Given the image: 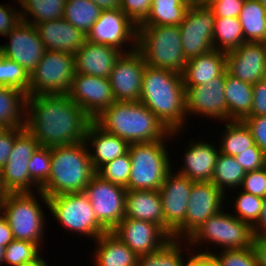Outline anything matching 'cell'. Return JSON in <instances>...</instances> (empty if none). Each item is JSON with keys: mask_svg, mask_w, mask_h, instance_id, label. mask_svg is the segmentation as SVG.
I'll return each mask as SVG.
<instances>
[{"mask_svg": "<svg viewBox=\"0 0 266 266\" xmlns=\"http://www.w3.org/2000/svg\"><path fill=\"white\" fill-rule=\"evenodd\" d=\"M25 129L48 148L86 140L93 121L67 94L28 95Z\"/></svg>", "mask_w": 266, "mask_h": 266, "instance_id": "6da1fadb", "label": "cell"}, {"mask_svg": "<svg viewBox=\"0 0 266 266\" xmlns=\"http://www.w3.org/2000/svg\"><path fill=\"white\" fill-rule=\"evenodd\" d=\"M170 131H183L185 86L182 74L145 66L139 100Z\"/></svg>", "mask_w": 266, "mask_h": 266, "instance_id": "7a4b0ae2", "label": "cell"}, {"mask_svg": "<svg viewBox=\"0 0 266 266\" xmlns=\"http://www.w3.org/2000/svg\"><path fill=\"white\" fill-rule=\"evenodd\" d=\"M94 121L129 144L160 141L170 133L140 101H114Z\"/></svg>", "mask_w": 266, "mask_h": 266, "instance_id": "3957f363", "label": "cell"}, {"mask_svg": "<svg viewBox=\"0 0 266 266\" xmlns=\"http://www.w3.org/2000/svg\"><path fill=\"white\" fill-rule=\"evenodd\" d=\"M96 175L85 141L51 148V173L40 188L46 197L84 192Z\"/></svg>", "mask_w": 266, "mask_h": 266, "instance_id": "277c9868", "label": "cell"}, {"mask_svg": "<svg viewBox=\"0 0 266 266\" xmlns=\"http://www.w3.org/2000/svg\"><path fill=\"white\" fill-rule=\"evenodd\" d=\"M137 50L149 67L179 74L185 70L179 26H138Z\"/></svg>", "mask_w": 266, "mask_h": 266, "instance_id": "5b68a950", "label": "cell"}, {"mask_svg": "<svg viewBox=\"0 0 266 266\" xmlns=\"http://www.w3.org/2000/svg\"><path fill=\"white\" fill-rule=\"evenodd\" d=\"M182 133L170 132L163 140L148 143H131L129 156L131 172L127 190H159L168 172L172 169L164 141Z\"/></svg>", "mask_w": 266, "mask_h": 266, "instance_id": "8992f818", "label": "cell"}, {"mask_svg": "<svg viewBox=\"0 0 266 266\" xmlns=\"http://www.w3.org/2000/svg\"><path fill=\"white\" fill-rule=\"evenodd\" d=\"M63 228L96 240L107 231L99 224L88 196L84 192L64 193L46 197L36 193Z\"/></svg>", "mask_w": 266, "mask_h": 266, "instance_id": "52a82bcc", "label": "cell"}, {"mask_svg": "<svg viewBox=\"0 0 266 266\" xmlns=\"http://www.w3.org/2000/svg\"><path fill=\"white\" fill-rule=\"evenodd\" d=\"M224 209L212 215L207 221L194 230L185 240V245L190 247L208 242L215 243L224 248L248 249L253 246V227L248 223L236 218L234 214L225 213ZM202 242V243H201ZM196 244V245H195Z\"/></svg>", "mask_w": 266, "mask_h": 266, "instance_id": "ba28073f", "label": "cell"}, {"mask_svg": "<svg viewBox=\"0 0 266 266\" xmlns=\"http://www.w3.org/2000/svg\"><path fill=\"white\" fill-rule=\"evenodd\" d=\"M34 193H10L1 204L0 212L7 219L15 240L44 244V211Z\"/></svg>", "mask_w": 266, "mask_h": 266, "instance_id": "9c48e42d", "label": "cell"}, {"mask_svg": "<svg viewBox=\"0 0 266 266\" xmlns=\"http://www.w3.org/2000/svg\"><path fill=\"white\" fill-rule=\"evenodd\" d=\"M75 74L74 55L46 50L30 73L28 95L67 94Z\"/></svg>", "mask_w": 266, "mask_h": 266, "instance_id": "30bf717a", "label": "cell"}, {"mask_svg": "<svg viewBox=\"0 0 266 266\" xmlns=\"http://www.w3.org/2000/svg\"><path fill=\"white\" fill-rule=\"evenodd\" d=\"M214 25L213 10L200 2H193L179 25L182 49L186 60L214 49Z\"/></svg>", "mask_w": 266, "mask_h": 266, "instance_id": "8fae6325", "label": "cell"}, {"mask_svg": "<svg viewBox=\"0 0 266 266\" xmlns=\"http://www.w3.org/2000/svg\"><path fill=\"white\" fill-rule=\"evenodd\" d=\"M126 190L101 179L97 174L85 187L84 193L88 196L99 224L111 232L125 217Z\"/></svg>", "mask_w": 266, "mask_h": 266, "instance_id": "7c38bea8", "label": "cell"}, {"mask_svg": "<svg viewBox=\"0 0 266 266\" xmlns=\"http://www.w3.org/2000/svg\"><path fill=\"white\" fill-rule=\"evenodd\" d=\"M38 146V141L26 129L15 137L9 158L0 170L5 187L10 193H32L33 186L37 188L36 191L40 190L28 171V163Z\"/></svg>", "mask_w": 266, "mask_h": 266, "instance_id": "4fadbf2b", "label": "cell"}, {"mask_svg": "<svg viewBox=\"0 0 266 266\" xmlns=\"http://www.w3.org/2000/svg\"><path fill=\"white\" fill-rule=\"evenodd\" d=\"M224 194L211 181L194 182L184 222L173 232L174 239L187 238L212 215L222 210Z\"/></svg>", "mask_w": 266, "mask_h": 266, "instance_id": "5bb4252c", "label": "cell"}, {"mask_svg": "<svg viewBox=\"0 0 266 266\" xmlns=\"http://www.w3.org/2000/svg\"><path fill=\"white\" fill-rule=\"evenodd\" d=\"M137 30L138 26L120 8L102 10L87 34V40L111 46L126 53L137 49ZM128 42L133 49L130 48L124 52L123 46L127 47Z\"/></svg>", "mask_w": 266, "mask_h": 266, "instance_id": "9a60e30c", "label": "cell"}, {"mask_svg": "<svg viewBox=\"0 0 266 266\" xmlns=\"http://www.w3.org/2000/svg\"><path fill=\"white\" fill-rule=\"evenodd\" d=\"M226 70L207 84L185 86L186 114L206 116L227 122L225 97ZM192 113V114H191Z\"/></svg>", "mask_w": 266, "mask_h": 266, "instance_id": "2e32d148", "label": "cell"}, {"mask_svg": "<svg viewBox=\"0 0 266 266\" xmlns=\"http://www.w3.org/2000/svg\"><path fill=\"white\" fill-rule=\"evenodd\" d=\"M68 97L92 120L97 118L114 101L109 78L75 73Z\"/></svg>", "mask_w": 266, "mask_h": 266, "instance_id": "e0dca14e", "label": "cell"}, {"mask_svg": "<svg viewBox=\"0 0 266 266\" xmlns=\"http://www.w3.org/2000/svg\"><path fill=\"white\" fill-rule=\"evenodd\" d=\"M171 169L159 188L164 213V232L173 238V232L184 222L188 200L193 186L186 176Z\"/></svg>", "mask_w": 266, "mask_h": 266, "instance_id": "ac0fdd59", "label": "cell"}, {"mask_svg": "<svg viewBox=\"0 0 266 266\" xmlns=\"http://www.w3.org/2000/svg\"><path fill=\"white\" fill-rule=\"evenodd\" d=\"M5 37H9L10 41L0 45V54L24 67L30 74L46 51L36 27L21 21Z\"/></svg>", "mask_w": 266, "mask_h": 266, "instance_id": "d6986e66", "label": "cell"}, {"mask_svg": "<svg viewBox=\"0 0 266 266\" xmlns=\"http://www.w3.org/2000/svg\"><path fill=\"white\" fill-rule=\"evenodd\" d=\"M145 66L137 49L121 54L109 76L115 101L140 100Z\"/></svg>", "mask_w": 266, "mask_h": 266, "instance_id": "ffe728a7", "label": "cell"}, {"mask_svg": "<svg viewBox=\"0 0 266 266\" xmlns=\"http://www.w3.org/2000/svg\"><path fill=\"white\" fill-rule=\"evenodd\" d=\"M226 70L231 76L252 85L266 78V42H245L227 52Z\"/></svg>", "mask_w": 266, "mask_h": 266, "instance_id": "44dd1931", "label": "cell"}, {"mask_svg": "<svg viewBox=\"0 0 266 266\" xmlns=\"http://www.w3.org/2000/svg\"><path fill=\"white\" fill-rule=\"evenodd\" d=\"M111 232L138 256L157 251L171 239L157 224L126 217Z\"/></svg>", "mask_w": 266, "mask_h": 266, "instance_id": "7402d4cb", "label": "cell"}, {"mask_svg": "<svg viewBox=\"0 0 266 266\" xmlns=\"http://www.w3.org/2000/svg\"><path fill=\"white\" fill-rule=\"evenodd\" d=\"M46 50L74 55L86 42L87 35L61 18L35 25Z\"/></svg>", "mask_w": 266, "mask_h": 266, "instance_id": "603a6c76", "label": "cell"}, {"mask_svg": "<svg viewBox=\"0 0 266 266\" xmlns=\"http://www.w3.org/2000/svg\"><path fill=\"white\" fill-rule=\"evenodd\" d=\"M121 54L122 52L114 47L86 40L74 54L75 73L109 78Z\"/></svg>", "mask_w": 266, "mask_h": 266, "instance_id": "cb8c5ba5", "label": "cell"}, {"mask_svg": "<svg viewBox=\"0 0 266 266\" xmlns=\"http://www.w3.org/2000/svg\"><path fill=\"white\" fill-rule=\"evenodd\" d=\"M204 141H191L184 153V166L177 170L193 182L211 181L217 157L220 153L219 147ZM217 148V149H216Z\"/></svg>", "mask_w": 266, "mask_h": 266, "instance_id": "d4e9b609", "label": "cell"}, {"mask_svg": "<svg viewBox=\"0 0 266 266\" xmlns=\"http://www.w3.org/2000/svg\"><path fill=\"white\" fill-rule=\"evenodd\" d=\"M85 142L95 171L106 163L126 154L130 145L122 138L105 131L94 120L88 127Z\"/></svg>", "mask_w": 266, "mask_h": 266, "instance_id": "484cf974", "label": "cell"}, {"mask_svg": "<svg viewBox=\"0 0 266 266\" xmlns=\"http://www.w3.org/2000/svg\"><path fill=\"white\" fill-rule=\"evenodd\" d=\"M125 217L152 222L164 231V213L159 191L126 190Z\"/></svg>", "mask_w": 266, "mask_h": 266, "instance_id": "4316f807", "label": "cell"}, {"mask_svg": "<svg viewBox=\"0 0 266 266\" xmlns=\"http://www.w3.org/2000/svg\"><path fill=\"white\" fill-rule=\"evenodd\" d=\"M226 70V53L212 49L186 62L182 73L184 86L207 84Z\"/></svg>", "mask_w": 266, "mask_h": 266, "instance_id": "83f0119b", "label": "cell"}, {"mask_svg": "<svg viewBox=\"0 0 266 266\" xmlns=\"http://www.w3.org/2000/svg\"><path fill=\"white\" fill-rule=\"evenodd\" d=\"M95 241V266H137L138 255L112 232L102 234Z\"/></svg>", "mask_w": 266, "mask_h": 266, "instance_id": "f1b7e54d", "label": "cell"}, {"mask_svg": "<svg viewBox=\"0 0 266 266\" xmlns=\"http://www.w3.org/2000/svg\"><path fill=\"white\" fill-rule=\"evenodd\" d=\"M225 97L227 122L243 121L251 112L253 85L231 76L226 70Z\"/></svg>", "mask_w": 266, "mask_h": 266, "instance_id": "f546056e", "label": "cell"}, {"mask_svg": "<svg viewBox=\"0 0 266 266\" xmlns=\"http://www.w3.org/2000/svg\"><path fill=\"white\" fill-rule=\"evenodd\" d=\"M26 100L27 95L23 91L0 86V126L2 128H25Z\"/></svg>", "mask_w": 266, "mask_h": 266, "instance_id": "4dcf8cb0", "label": "cell"}, {"mask_svg": "<svg viewBox=\"0 0 266 266\" xmlns=\"http://www.w3.org/2000/svg\"><path fill=\"white\" fill-rule=\"evenodd\" d=\"M192 0H152L146 19L139 26H179Z\"/></svg>", "mask_w": 266, "mask_h": 266, "instance_id": "1f68e13d", "label": "cell"}, {"mask_svg": "<svg viewBox=\"0 0 266 266\" xmlns=\"http://www.w3.org/2000/svg\"><path fill=\"white\" fill-rule=\"evenodd\" d=\"M245 42H266V8L258 0H244L238 17Z\"/></svg>", "mask_w": 266, "mask_h": 266, "instance_id": "d6a6232c", "label": "cell"}, {"mask_svg": "<svg viewBox=\"0 0 266 266\" xmlns=\"http://www.w3.org/2000/svg\"><path fill=\"white\" fill-rule=\"evenodd\" d=\"M17 2L18 6L22 7H19L21 20L35 26L38 23L63 18L66 0H17ZM30 16L32 20L28 19Z\"/></svg>", "mask_w": 266, "mask_h": 266, "instance_id": "836d02e7", "label": "cell"}, {"mask_svg": "<svg viewBox=\"0 0 266 266\" xmlns=\"http://www.w3.org/2000/svg\"><path fill=\"white\" fill-rule=\"evenodd\" d=\"M101 11L92 0H66L63 18L87 35Z\"/></svg>", "mask_w": 266, "mask_h": 266, "instance_id": "e575fe53", "label": "cell"}, {"mask_svg": "<svg viewBox=\"0 0 266 266\" xmlns=\"http://www.w3.org/2000/svg\"><path fill=\"white\" fill-rule=\"evenodd\" d=\"M242 43H245V40L238 18H215L213 31V48L215 50L227 53L237 49Z\"/></svg>", "mask_w": 266, "mask_h": 266, "instance_id": "d590c367", "label": "cell"}, {"mask_svg": "<svg viewBox=\"0 0 266 266\" xmlns=\"http://www.w3.org/2000/svg\"><path fill=\"white\" fill-rule=\"evenodd\" d=\"M245 170L237 163L234 156L219 153L211 182L224 194L226 189L236 190L242 185Z\"/></svg>", "mask_w": 266, "mask_h": 266, "instance_id": "8d00e7d4", "label": "cell"}, {"mask_svg": "<svg viewBox=\"0 0 266 266\" xmlns=\"http://www.w3.org/2000/svg\"><path fill=\"white\" fill-rule=\"evenodd\" d=\"M220 137L219 150L228 156H236L255 144L250 129L243 121H228Z\"/></svg>", "mask_w": 266, "mask_h": 266, "instance_id": "74e56055", "label": "cell"}, {"mask_svg": "<svg viewBox=\"0 0 266 266\" xmlns=\"http://www.w3.org/2000/svg\"><path fill=\"white\" fill-rule=\"evenodd\" d=\"M182 240L171 238L157 251L138 256L137 266H183Z\"/></svg>", "mask_w": 266, "mask_h": 266, "instance_id": "f35d334b", "label": "cell"}, {"mask_svg": "<svg viewBox=\"0 0 266 266\" xmlns=\"http://www.w3.org/2000/svg\"><path fill=\"white\" fill-rule=\"evenodd\" d=\"M30 74L28 71L0 54V86L15 88L29 94Z\"/></svg>", "mask_w": 266, "mask_h": 266, "instance_id": "ab89813d", "label": "cell"}, {"mask_svg": "<svg viewBox=\"0 0 266 266\" xmlns=\"http://www.w3.org/2000/svg\"><path fill=\"white\" fill-rule=\"evenodd\" d=\"M40 247L28 241L13 240L5 247L3 263L11 266H22L38 259Z\"/></svg>", "mask_w": 266, "mask_h": 266, "instance_id": "60d3db41", "label": "cell"}, {"mask_svg": "<svg viewBox=\"0 0 266 266\" xmlns=\"http://www.w3.org/2000/svg\"><path fill=\"white\" fill-rule=\"evenodd\" d=\"M131 172L129 152L101 166L96 174L103 180L127 189Z\"/></svg>", "mask_w": 266, "mask_h": 266, "instance_id": "b9f144b4", "label": "cell"}, {"mask_svg": "<svg viewBox=\"0 0 266 266\" xmlns=\"http://www.w3.org/2000/svg\"><path fill=\"white\" fill-rule=\"evenodd\" d=\"M240 192V193H239ZM234 203L236 218L254 227L260 219L262 211V198L240 190Z\"/></svg>", "mask_w": 266, "mask_h": 266, "instance_id": "7bdbcfd3", "label": "cell"}, {"mask_svg": "<svg viewBox=\"0 0 266 266\" xmlns=\"http://www.w3.org/2000/svg\"><path fill=\"white\" fill-rule=\"evenodd\" d=\"M30 178L41 188L51 173V148L38 146L28 163Z\"/></svg>", "mask_w": 266, "mask_h": 266, "instance_id": "ee69618b", "label": "cell"}, {"mask_svg": "<svg viewBox=\"0 0 266 266\" xmlns=\"http://www.w3.org/2000/svg\"><path fill=\"white\" fill-rule=\"evenodd\" d=\"M208 249V250H207ZM221 253H211L209 247L205 248L204 254H212L219 266H258L257 257L253 247L248 249L221 250Z\"/></svg>", "mask_w": 266, "mask_h": 266, "instance_id": "f6af8a7d", "label": "cell"}, {"mask_svg": "<svg viewBox=\"0 0 266 266\" xmlns=\"http://www.w3.org/2000/svg\"><path fill=\"white\" fill-rule=\"evenodd\" d=\"M234 157L245 172L259 170L266 166V154L256 144Z\"/></svg>", "mask_w": 266, "mask_h": 266, "instance_id": "bcb514c9", "label": "cell"}, {"mask_svg": "<svg viewBox=\"0 0 266 266\" xmlns=\"http://www.w3.org/2000/svg\"><path fill=\"white\" fill-rule=\"evenodd\" d=\"M152 0H121L120 9L137 26L147 17Z\"/></svg>", "mask_w": 266, "mask_h": 266, "instance_id": "7dc6e473", "label": "cell"}, {"mask_svg": "<svg viewBox=\"0 0 266 266\" xmlns=\"http://www.w3.org/2000/svg\"><path fill=\"white\" fill-rule=\"evenodd\" d=\"M242 191L263 198L266 195V166L262 169L246 172Z\"/></svg>", "mask_w": 266, "mask_h": 266, "instance_id": "c3c4849f", "label": "cell"}, {"mask_svg": "<svg viewBox=\"0 0 266 266\" xmlns=\"http://www.w3.org/2000/svg\"><path fill=\"white\" fill-rule=\"evenodd\" d=\"M243 122L250 129L255 144L266 154V116H247Z\"/></svg>", "mask_w": 266, "mask_h": 266, "instance_id": "681fc988", "label": "cell"}, {"mask_svg": "<svg viewBox=\"0 0 266 266\" xmlns=\"http://www.w3.org/2000/svg\"><path fill=\"white\" fill-rule=\"evenodd\" d=\"M20 9L11 8L10 5L0 4V35L5 36L21 22Z\"/></svg>", "mask_w": 266, "mask_h": 266, "instance_id": "f907efd6", "label": "cell"}, {"mask_svg": "<svg viewBox=\"0 0 266 266\" xmlns=\"http://www.w3.org/2000/svg\"><path fill=\"white\" fill-rule=\"evenodd\" d=\"M244 0H220L214 2L210 8L213 10L215 18H238L242 9Z\"/></svg>", "mask_w": 266, "mask_h": 266, "instance_id": "816d5d0a", "label": "cell"}, {"mask_svg": "<svg viewBox=\"0 0 266 266\" xmlns=\"http://www.w3.org/2000/svg\"><path fill=\"white\" fill-rule=\"evenodd\" d=\"M25 128H3L0 131V170L12 151L15 137Z\"/></svg>", "mask_w": 266, "mask_h": 266, "instance_id": "f5cc1de1", "label": "cell"}, {"mask_svg": "<svg viewBox=\"0 0 266 266\" xmlns=\"http://www.w3.org/2000/svg\"><path fill=\"white\" fill-rule=\"evenodd\" d=\"M248 116H266V78L253 85V102Z\"/></svg>", "mask_w": 266, "mask_h": 266, "instance_id": "db71d44e", "label": "cell"}, {"mask_svg": "<svg viewBox=\"0 0 266 266\" xmlns=\"http://www.w3.org/2000/svg\"><path fill=\"white\" fill-rule=\"evenodd\" d=\"M188 259V260H187ZM187 260V261H186ZM183 266H219L212 254L194 253L186 258Z\"/></svg>", "mask_w": 266, "mask_h": 266, "instance_id": "11a10c76", "label": "cell"}, {"mask_svg": "<svg viewBox=\"0 0 266 266\" xmlns=\"http://www.w3.org/2000/svg\"><path fill=\"white\" fill-rule=\"evenodd\" d=\"M252 247L257 257L258 266H266V237L254 236Z\"/></svg>", "mask_w": 266, "mask_h": 266, "instance_id": "9f6ffc18", "label": "cell"}, {"mask_svg": "<svg viewBox=\"0 0 266 266\" xmlns=\"http://www.w3.org/2000/svg\"><path fill=\"white\" fill-rule=\"evenodd\" d=\"M13 240L14 237L9 223L0 212V243L2 246L6 247Z\"/></svg>", "mask_w": 266, "mask_h": 266, "instance_id": "6f0895ef", "label": "cell"}, {"mask_svg": "<svg viewBox=\"0 0 266 266\" xmlns=\"http://www.w3.org/2000/svg\"><path fill=\"white\" fill-rule=\"evenodd\" d=\"M254 236L266 237V195L262 198V211L260 219L253 227Z\"/></svg>", "mask_w": 266, "mask_h": 266, "instance_id": "680465c9", "label": "cell"}, {"mask_svg": "<svg viewBox=\"0 0 266 266\" xmlns=\"http://www.w3.org/2000/svg\"><path fill=\"white\" fill-rule=\"evenodd\" d=\"M102 10L117 9L120 8L121 0H92Z\"/></svg>", "mask_w": 266, "mask_h": 266, "instance_id": "91938a15", "label": "cell"}, {"mask_svg": "<svg viewBox=\"0 0 266 266\" xmlns=\"http://www.w3.org/2000/svg\"><path fill=\"white\" fill-rule=\"evenodd\" d=\"M9 194L10 192L5 187V184L3 182V177L0 171V207H1V204L7 199Z\"/></svg>", "mask_w": 266, "mask_h": 266, "instance_id": "94428289", "label": "cell"}, {"mask_svg": "<svg viewBox=\"0 0 266 266\" xmlns=\"http://www.w3.org/2000/svg\"><path fill=\"white\" fill-rule=\"evenodd\" d=\"M22 266H47V262L41 256L32 263L24 264Z\"/></svg>", "mask_w": 266, "mask_h": 266, "instance_id": "6125c7cd", "label": "cell"}, {"mask_svg": "<svg viewBox=\"0 0 266 266\" xmlns=\"http://www.w3.org/2000/svg\"><path fill=\"white\" fill-rule=\"evenodd\" d=\"M220 0H200L199 2L205 6L210 7L214 2H218Z\"/></svg>", "mask_w": 266, "mask_h": 266, "instance_id": "be15d7a7", "label": "cell"}, {"mask_svg": "<svg viewBox=\"0 0 266 266\" xmlns=\"http://www.w3.org/2000/svg\"><path fill=\"white\" fill-rule=\"evenodd\" d=\"M5 247L0 243V266L3 264Z\"/></svg>", "mask_w": 266, "mask_h": 266, "instance_id": "e7e4bbea", "label": "cell"}, {"mask_svg": "<svg viewBox=\"0 0 266 266\" xmlns=\"http://www.w3.org/2000/svg\"><path fill=\"white\" fill-rule=\"evenodd\" d=\"M258 1H260L266 8V0H258Z\"/></svg>", "mask_w": 266, "mask_h": 266, "instance_id": "03108f58", "label": "cell"}]
</instances>
